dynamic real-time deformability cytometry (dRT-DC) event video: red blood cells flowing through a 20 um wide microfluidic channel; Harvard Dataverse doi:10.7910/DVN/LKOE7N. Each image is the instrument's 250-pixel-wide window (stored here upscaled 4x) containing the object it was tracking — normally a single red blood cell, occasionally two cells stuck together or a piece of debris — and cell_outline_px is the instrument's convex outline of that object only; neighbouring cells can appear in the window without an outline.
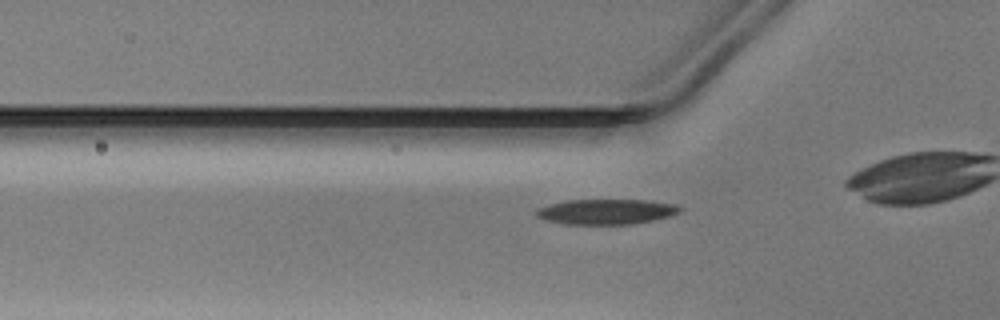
{"species": "Egyptian fruit bat (a non-hibernating species)", "species_latin": "Rousettus aegyptiacus", "temperature_condition": "warm", "stored_images_in_passage": 27, "camera_frame_rate_fps": 3000, "um_per_image_px": 0.085, "animal": {"sex": "male"}, "frame": {"image": 1, "passage_image": 3, "time_ms": 0.667, "image_size_px": [1000, 320], "cell_outline_px": [[684, 208], [680, 212], [668, 216], [652, 220], [632, 224], [564, 224], [544, 220], [536, 216], [536, 208], [568, 200], [644, 200], [676, 204]], "centroid_in_image_um": [51.53, 17.99], "position_along_channel_um": 74.3, "area_um2": 21.04}}
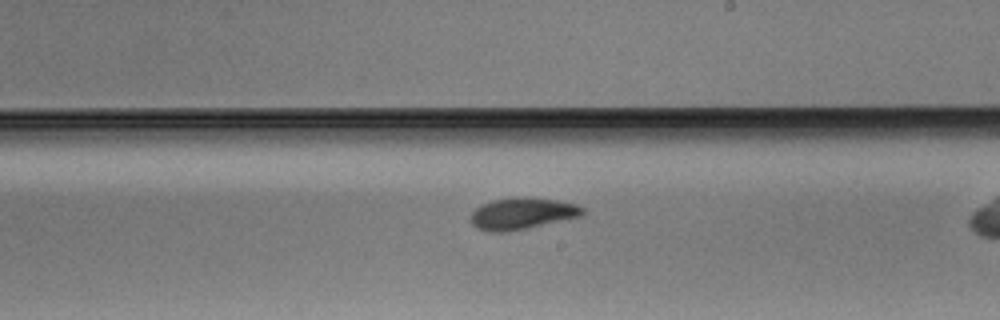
{"frame": {"image": 2, "passage_image": 16, "time_ms": 5.0, "image_size_px": [1000, 320], "cell_outline_px": [[584, 212], [580, 216], [528, 228], [508, 232], [488, 232], [472, 224], [468, 216], [480, 204], [492, 200], [512, 196], [524, 196], [556, 200], [576, 204], [584, 208]], "centroid_in_image_um": [44.33, 18.13], "position_along_channel_um": 244.7, "area_um2": 20.87}}
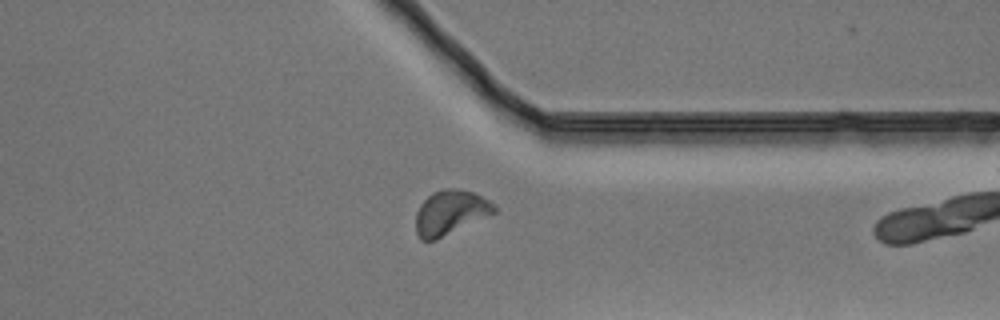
{"frame": {"image": 3, "passage_image": 26, "time_ms": 8.333, "image_size_px": [1000, 320], "cell_outline_px": [[496, 212], [436, 240], [420, 240], [416, 232], [416, 212], [420, 204], [432, 192], [444, 188], [456, 188], [472, 192], [488, 200], [496, 208]], "centroid_in_image_um": [38.24, 18.06], "position_along_channel_um": 373.2, "area_um2": 20.17}}